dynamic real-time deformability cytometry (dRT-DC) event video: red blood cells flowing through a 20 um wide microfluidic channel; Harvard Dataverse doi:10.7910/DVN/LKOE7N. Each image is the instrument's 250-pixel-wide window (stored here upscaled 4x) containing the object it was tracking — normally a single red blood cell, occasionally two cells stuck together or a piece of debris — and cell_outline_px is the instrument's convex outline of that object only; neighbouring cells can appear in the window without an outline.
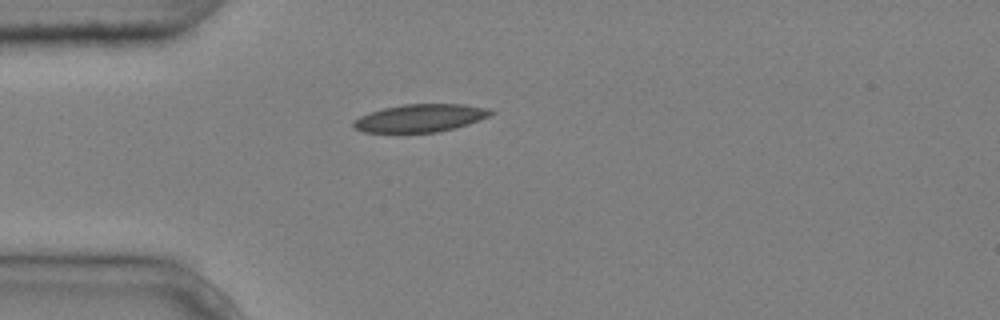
{"species": "common noctule bat (a hibernating species)", "species_latin": "Nyctalus noctula", "temperature_condition": "cold", "stored_images_in_passage": 2, "camera_frame_rate_fps": 3000, "um_per_image_px": 0.085, "animal": {"sex": "male", "body_mass_g": 20.4}, "frame": {"image": 1, "passage_image": 1, "time_ms": 0.0, "image_size_px": [1000, 320], "cell_outline_px": [[496, 112], [480, 120], [468, 124], [440, 132], [364, 132], [356, 128], [352, 124], [352, 120], [360, 116], [384, 108], [404, 104], [464, 104], [488, 108]], "centroid_in_image_um": [35.75, 10.03], "position_along_channel_um": 49.2, "area_um2": 22.14}}